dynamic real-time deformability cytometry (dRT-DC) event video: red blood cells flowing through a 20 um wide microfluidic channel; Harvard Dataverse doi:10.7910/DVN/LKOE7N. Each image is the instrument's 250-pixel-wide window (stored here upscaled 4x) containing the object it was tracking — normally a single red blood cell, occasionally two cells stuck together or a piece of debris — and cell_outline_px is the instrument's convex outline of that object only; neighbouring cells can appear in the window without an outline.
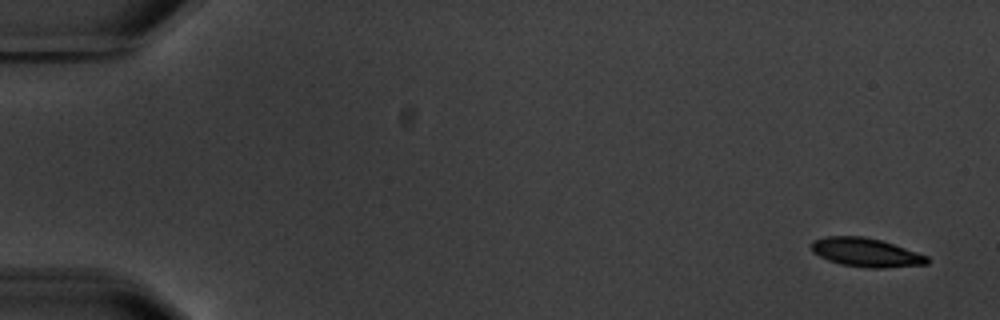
{"species": "common noctule bat (a hibernating species)", "species_latin": "Nyctalus noctula", "temperature_condition": "warm", "stored_images_in_passage": 5, "camera_frame_rate_fps": 3000, "um_per_image_px": 0.085, "animal": {"sex": "male", "body_mass_g": 20.1, "forearm_length_mm": 53.5}, "frame": {"image": 1, "passage_image": 1, "time_ms": 0.0, "image_size_px": [1000, 320], "cell_outline_px": [[928, 264], [884, 268], [868, 268], [840, 264], [828, 260], [812, 252], [812, 240], [824, 236], [860, 236], [880, 240], [928, 256]], "centroid_in_image_um": [73.58, 21.46], "position_along_channel_um": 11.4, "area_um2": 19.25}}
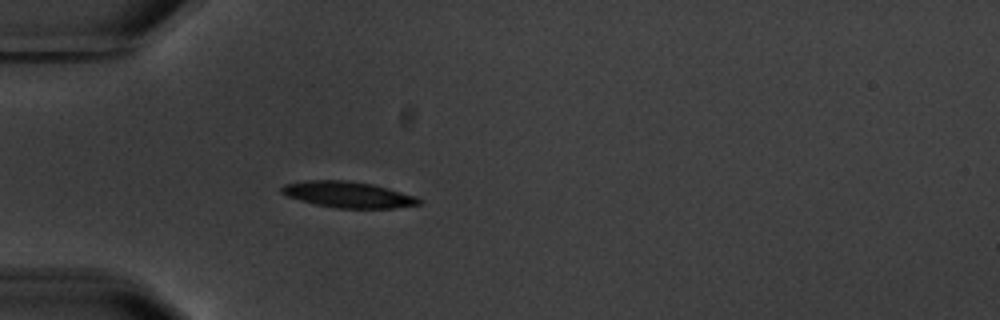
{"frame": {"image": 2, "passage_image": 5, "time_ms": 5.0, "image_size_px": [1000, 320], "cell_outline_px": [[420, 204], [392, 208], [336, 208], [316, 204], [300, 200], [288, 196], [280, 192], [280, 188], [284, 184], [304, 180], [344, 180], [372, 184], [388, 188], [416, 196], [420, 200]], "centroid_in_image_um": [29.56, 16.53], "position_along_channel_um": 55.4, "area_um2": 20.75}}